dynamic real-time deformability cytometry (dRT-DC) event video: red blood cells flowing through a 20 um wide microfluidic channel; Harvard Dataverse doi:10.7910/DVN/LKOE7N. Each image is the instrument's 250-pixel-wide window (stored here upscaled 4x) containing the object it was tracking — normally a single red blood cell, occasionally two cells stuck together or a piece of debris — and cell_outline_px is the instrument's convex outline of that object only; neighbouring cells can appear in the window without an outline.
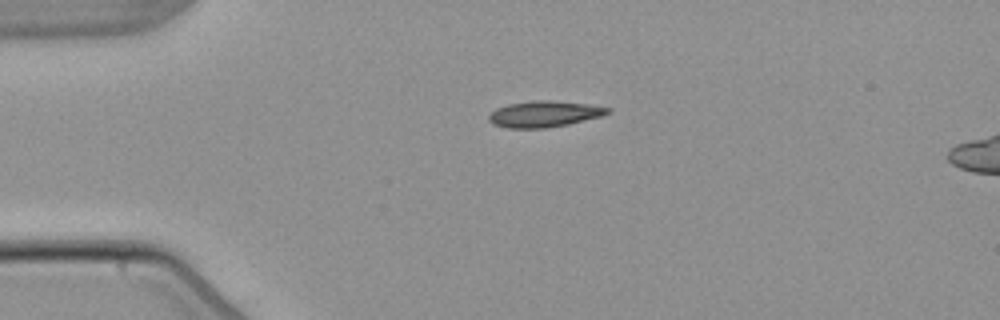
{"species": "common noctule bat (a hibernating species)", "species_latin": "Nyctalus noctula", "temperature_condition": "warm", "stored_images_in_passage": 5, "camera_frame_rate_fps": 3000, "um_per_image_px": 0.085, "animal": {"sex": "male", "body_mass_g": 21.5, "forearm_length_mm": 52.0}, "frame": {"image": 1, "passage_image": 5, "time_ms": 6.0, "image_size_px": [1000, 320], "cell_outline_px": [[612, 112], [600, 116], [568, 124], [548, 128], [508, 128], [492, 124], [488, 120], [488, 116], [496, 108], [508, 104], [540, 100], [548, 100], [588, 104], [612, 108]], "centroid_in_image_um": [46.26, 9.69], "position_along_channel_um": 38.7, "area_um2": 18.03}}